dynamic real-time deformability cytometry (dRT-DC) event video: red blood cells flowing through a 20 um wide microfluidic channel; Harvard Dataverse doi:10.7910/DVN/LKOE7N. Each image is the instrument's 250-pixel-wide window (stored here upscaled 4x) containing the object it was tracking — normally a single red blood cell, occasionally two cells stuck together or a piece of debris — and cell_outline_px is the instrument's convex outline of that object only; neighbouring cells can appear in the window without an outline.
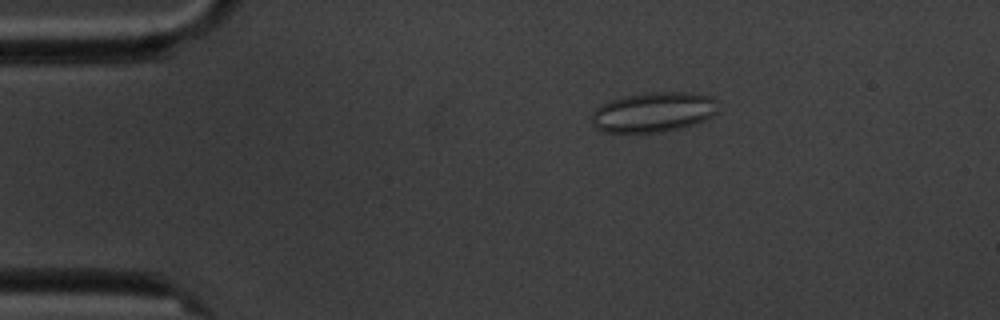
{"species": "common noctule bat (a hibernating species)", "species_latin": "Nyctalus noctula", "temperature_condition": "cold", "stored_images_in_passage": 4, "camera_frame_rate_fps": 3000, "um_per_image_px": 0.085, "animal": {"sex": "male", "body_mass_g": 20.1, "forearm_length_mm": 53.5}, "frame": {"image": 1, "passage_image": 3, "time_ms": 2.333, "image_size_px": [1000, 320], "cell_outline_px": [[716, 112], [712, 116], [704, 120], [692, 124], [660, 132], [604, 132], [596, 128], [592, 124], [592, 116], [596, 108], [612, 100], [628, 96], [652, 92], [688, 92], [712, 96], [716, 100]], "centroid_in_image_um": [55.55, 9.53], "position_along_channel_um": 29.5, "area_um2": 28.9}}